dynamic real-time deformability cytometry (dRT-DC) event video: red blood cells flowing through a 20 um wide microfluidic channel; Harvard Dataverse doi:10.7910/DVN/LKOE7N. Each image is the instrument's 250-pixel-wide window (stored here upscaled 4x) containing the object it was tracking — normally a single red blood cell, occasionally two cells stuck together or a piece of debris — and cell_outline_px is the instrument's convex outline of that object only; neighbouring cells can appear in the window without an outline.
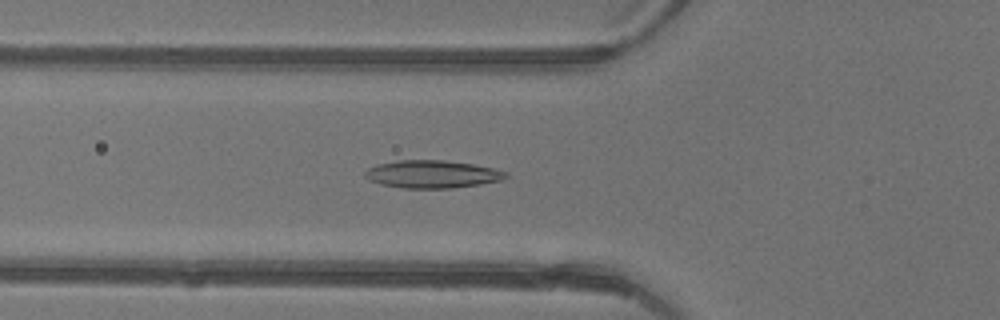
{"species": "common noctule bat (a hibernating species)", "species_latin": "Nyctalus noctula", "temperature_condition": "warm", "stored_images_in_passage": 40, "camera_frame_rate_fps": 3000, "um_per_image_px": 0.085, "animal": {"sex": "female"}, "frame": {"image": 1, "passage_image": 11, "time_ms": 3.333, "image_size_px": [1000, 320], "cell_outline_px": [[508, 176], [504, 180], [480, 184], [452, 188], [400, 188], [380, 184], [368, 180], [364, 176], [364, 172], [368, 168], [376, 164], [400, 160], [444, 160], [472, 164], [492, 168], [508, 172]], "centroid_in_image_um": [36.72, 14.81], "position_along_channel_um": 89.1, "area_um2": 22.89}}
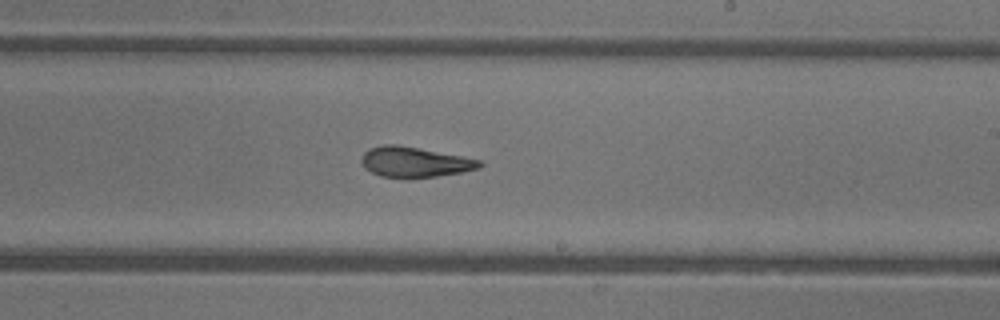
{"frame": {"image": 2, "passage_image": 22, "time_ms": 7.0, "image_size_px": [1000, 320], "cell_outline_px": [[484, 164], [480, 168], [464, 172], [408, 180], [380, 176], [364, 168], [360, 160], [364, 152], [368, 148], [384, 144], [396, 144], [460, 156], [480, 160]], "centroid_in_image_um": [35.21, 13.8], "position_along_channel_um": 253.8, "area_um2": 21.21}}
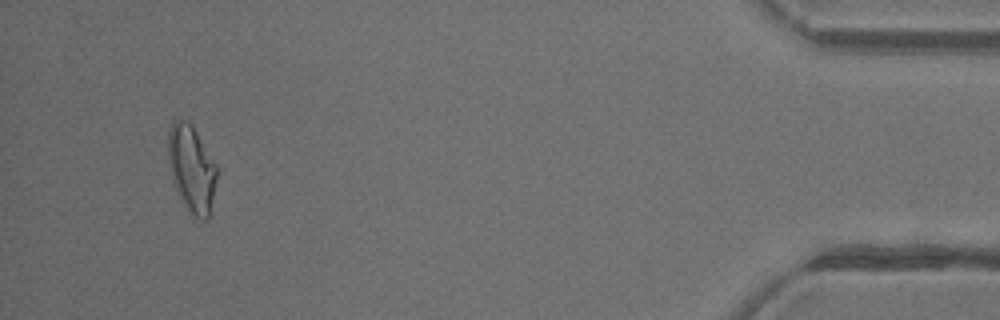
{"frame": {"image": 3, "passage_image": 38, "time_ms": 12.333, "image_size_px": [1000, 320], "cell_outline_px": [[216, 180], [212, 216], [208, 220], [200, 220], [188, 208], [180, 196], [172, 180], [168, 160], [168, 132], [172, 120], [184, 120], [192, 124], [216, 164]], "centroid_in_image_um": [16.31, 14.35], "position_along_channel_um": 418.9, "area_um2": 24.68}, "authors_computed_cell_mechanics": {"area_um2": 22.0218, "velocity_mm_per_s": 4.4746, "shape_relaxation_time_tau1_ms": null, "shape_relaxation_time_tau2_ms": 2.4644, "deformation_change_tau1": null, "deformation_change_tau2": 0.0977}}